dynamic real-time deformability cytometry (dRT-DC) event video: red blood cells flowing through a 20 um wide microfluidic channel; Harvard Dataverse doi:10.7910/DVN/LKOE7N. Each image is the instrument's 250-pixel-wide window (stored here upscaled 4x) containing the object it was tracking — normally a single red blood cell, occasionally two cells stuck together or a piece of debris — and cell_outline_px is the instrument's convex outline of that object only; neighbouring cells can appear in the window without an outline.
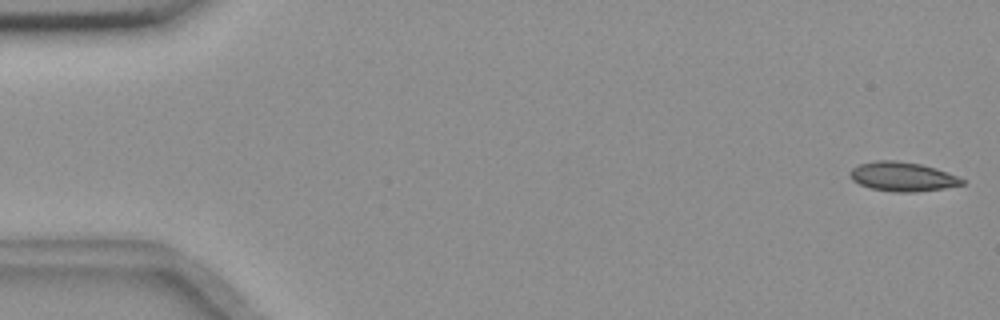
{"species": "common noctule bat (a hibernating species)", "species_latin": "Nyctalus noctula", "temperature_condition": "room temperature", "stored_images_in_passage": 55, "camera_frame_rate_fps": 3000, "um_per_image_px": 0.085, "animal": {"sex": "female", "body_mass_g": 18.4}, "frame": {"image": 1, "passage_image": 1, "time_ms": 0.0, "image_size_px": [1000, 320], "cell_outline_px": [[964, 184], [944, 188], [916, 192], [892, 192], [872, 188], [860, 184], [852, 180], [848, 176], [848, 172], [852, 168], [860, 164], [876, 160], [896, 160], [920, 164], [936, 168], [956, 176], [964, 180]], "centroid_in_image_um": [76.67, 15.01], "position_along_channel_um": 8.3, "area_um2": 19.07}}
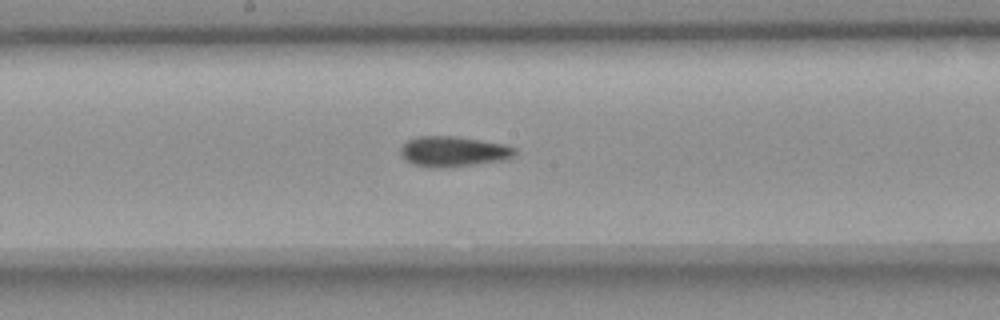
{"frame": {"image": 2, "passage_image": 29, "time_ms": 9.333, "image_size_px": [1000, 320], "cell_outline_px": [[516, 156], [508, 160], [452, 168], [428, 168], [412, 164], [404, 160], [400, 152], [400, 148], [408, 140], [420, 136], [456, 136], [504, 144], [516, 148]], "centroid_in_image_um": [38.56, 12.91], "position_along_channel_um": 209.6, "area_um2": 20.81}}
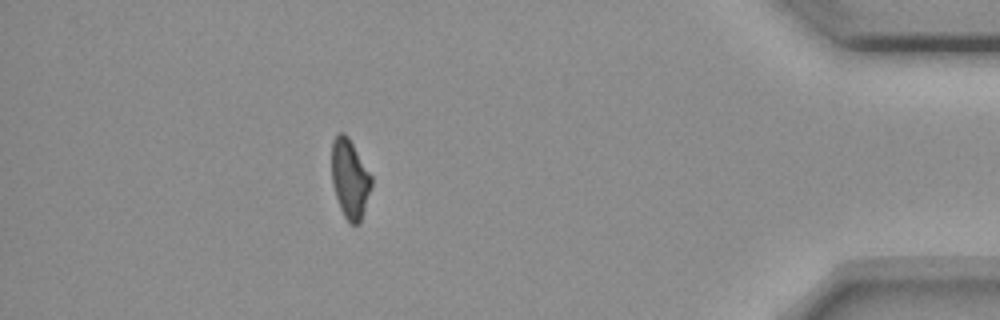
{"frame": {"image": 3, "passage_image": 49, "time_ms": 16.0, "image_size_px": [1000, 320], "cell_outline_px": [[372, 184], [360, 224], [352, 224], [344, 216], [340, 208], [332, 184], [332, 140], [340, 132], [344, 132], [348, 136], [372, 176]], "centroid_in_image_um": [29.74, 15.18], "position_along_channel_um": 405.5, "area_um2": 18.21}, "authors_computed_cell_mechanics": {"area_um2": 19.3052, "velocity_mm_per_s": 3.6688, "shape_relaxation_time_tau1_ms": null, "shape_relaxation_time_tau2_ms": 4.0636, "deformation_change_tau1": null, "deformation_change_tau2": 0.0676}}